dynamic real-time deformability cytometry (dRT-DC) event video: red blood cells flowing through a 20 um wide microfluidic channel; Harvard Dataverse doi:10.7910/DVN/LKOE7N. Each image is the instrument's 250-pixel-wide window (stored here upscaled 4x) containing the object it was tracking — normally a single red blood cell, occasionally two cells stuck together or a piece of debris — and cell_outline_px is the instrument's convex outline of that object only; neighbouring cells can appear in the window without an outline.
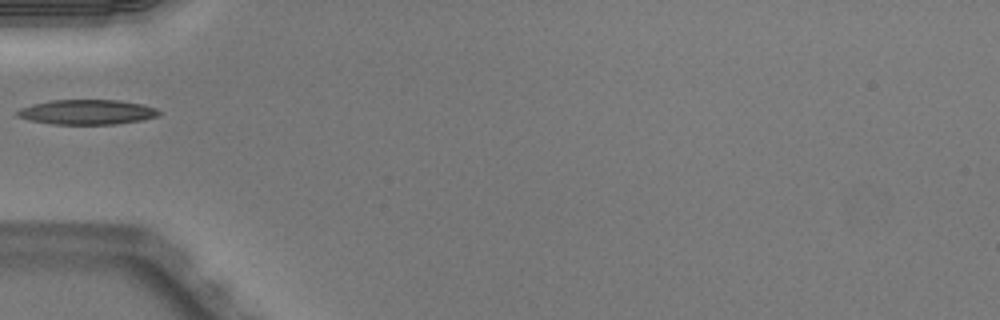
{"species": "Egyptian fruit bat (a non-hibernating species)", "species_latin": "Rousettus aegyptiacus", "temperature_condition": "warm", "stored_images_in_passage": 31, "camera_frame_rate_fps": 3000, "um_per_image_px": 0.085, "animal": {"sex": "male"}, "frame": {"image": 1, "passage_image": 1, "time_ms": 0.0, "image_size_px": [1000, 320], "cell_outline_px": [[160, 116], [140, 120], [116, 124], [52, 124], [28, 120], [16, 116], [16, 112], [20, 108], [32, 104], [52, 100], [120, 100], [140, 104], [156, 108], [160, 112]], "centroid_in_image_um": [7.37, 9.53], "position_along_channel_um": 77.6, "area_um2": 20.52}}